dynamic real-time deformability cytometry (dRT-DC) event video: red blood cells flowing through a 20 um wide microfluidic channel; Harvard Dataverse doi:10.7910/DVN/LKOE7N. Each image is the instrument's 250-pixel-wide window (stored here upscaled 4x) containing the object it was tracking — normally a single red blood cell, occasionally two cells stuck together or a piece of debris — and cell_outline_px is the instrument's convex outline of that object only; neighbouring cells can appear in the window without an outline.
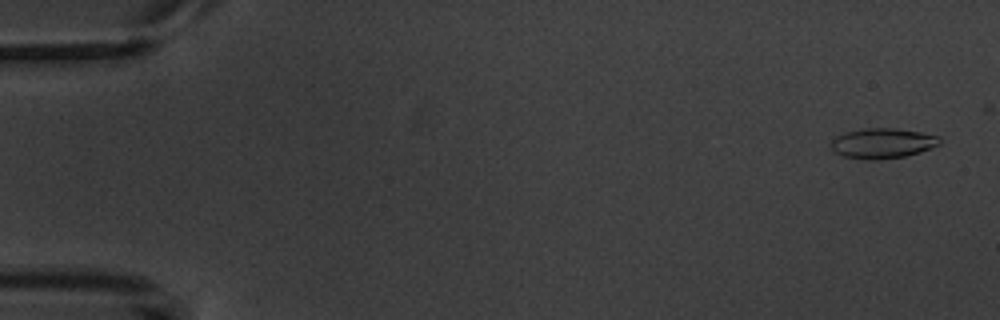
{"species": "common noctule bat (a hibernating species)", "species_latin": "Nyctalus noctula", "temperature_condition": "warm", "stored_images_in_passage": 4, "camera_frame_rate_fps": 3000, "um_per_image_px": 0.085, "animal": {"sex": "male", "body_mass_g": 20.1, "forearm_length_mm": 53.5}, "frame": {"image": 1, "passage_image": 1, "time_ms": 0.0, "image_size_px": [1000, 320], "cell_outline_px": [[940, 144], [932, 148], [920, 152], [904, 156], [880, 160], [868, 160], [844, 156], [836, 152], [832, 148], [832, 140], [836, 136], [844, 132], [864, 128], [892, 128], [920, 132], [940, 136]], "centroid_in_image_um": [75.03, 12.18], "position_along_channel_um": 10.0, "area_um2": 19.07}}